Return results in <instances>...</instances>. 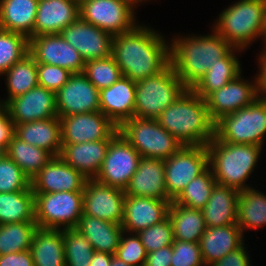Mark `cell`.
Masks as SVG:
<instances>
[{
	"label": "cell",
	"instance_id": "obj_54",
	"mask_svg": "<svg viewBox=\"0 0 266 266\" xmlns=\"http://www.w3.org/2000/svg\"><path fill=\"white\" fill-rule=\"evenodd\" d=\"M110 266H131L126 264L123 260L113 255Z\"/></svg>",
	"mask_w": 266,
	"mask_h": 266
},
{
	"label": "cell",
	"instance_id": "obj_40",
	"mask_svg": "<svg viewBox=\"0 0 266 266\" xmlns=\"http://www.w3.org/2000/svg\"><path fill=\"white\" fill-rule=\"evenodd\" d=\"M66 266H90L94 249L76 228L63 229Z\"/></svg>",
	"mask_w": 266,
	"mask_h": 266
},
{
	"label": "cell",
	"instance_id": "obj_6",
	"mask_svg": "<svg viewBox=\"0 0 266 266\" xmlns=\"http://www.w3.org/2000/svg\"><path fill=\"white\" fill-rule=\"evenodd\" d=\"M266 135V96L249 106L222 116L215 122V137L221 142L262 147Z\"/></svg>",
	"mask_w": 266,
	"mask_h": 266
},
{
	"label": "cell",
	"instance_id": "obj_55",
	"mask_svg": "<svg viewBox=\"0 0 266 266\" xmlns=\"http://www.w3.org/2000/svg\"><path fill=\"white\" fill-rule=\"evenodd\" d=\"M6 156V149L0 144V160Z\"/></svg>",
	"mask_w": 266,
	"mask_h": 266
},
{
	"label": "cell",
	"instance_id": "obj_34",
	"mask_svg": "<svg viewBox=\"0 0 266 266\" xmlns=\"http://www.w3.org/2000/svg\"><path fill=\"white\" fill-rule=\"evenodd\" d=\"M13 160L31 180L54 156L46 149L28 144L15 135L6 149Z\"/></svg>",
	"mask_w": 266,
	"mask_h": 266
},
{
	"label": "cell",
	"instance_id": "obj_37",
	"mask_svg": "<svg viewBox=\"0 0 266 266\" xmlns=\"http://www.w3.org/2000/svg\"><path fill=\"white\" fill-rule=\"evenodd\" d=\"M4 74L7 76L6 85L9 95L4 101L5 105L12 98L21 96L38 85L37 63L29 53Z\"/></svg>",
	"mask_w": 266,
	"mask_h": 266
},
{
	"label": "cell",
	"instance_id": "obj_23",
	"mask_svg": "<svg viewBox=\"0 0 266 266\" xmlns=\"http://www.w3.org/2000/svg\"><path fill=\"white\" fill-rule=\"evenodd\" d=\"M135 90L136 82L125 76L99 90L100 111L117 127L134 117Z\"/></svg>",
	"mask_w": 266,
	"mask_h": 266
},
{
	"label": "cell",
	"instance_id": "obj_47",
	"mask_svg": "<svg viewBox=\"0 0 266 266\" xmlns=\"http://www.w3.org/2000/svg\"><path fill=\"white\" fill-rule=\"evenodd\" d=\"M71 74L59 66L37 63L38 85L55 93L68 81Z\"/></svg>",
	"mask_w": 266,
	"mask_h": 266
},
{
	"label": "cell",
	"instance_id": "obj_22",
	"mask_svg": "<svg viewBox=\"0 0 266 266\" xmlns=\"http://www.w3.org/2000/svg\"><path fill=\"white\" fill-rule=\"evenodd\" d=\"M171 202L149 197L126 196L121 226L130 234L138 233L168 217Z\"/></svg>",
	"mask_w": 266,
	"mask_h": 266
},
{
	"label": "cell",
	"instance_id": "obj_42",
	"mask_svg": "<svg viewBox=\"0 0 266 266\" xmlns=\"http://www.w3.org/2000/svg\"><path fill=\"white\" fill-rule=\"evenodd\" d=\"M83 73L98 90L111 86L122 76L112 56L85 62Z\"/></svg>",
	"mask_w": 266,
	"mask_h": 266
},
{
	"label": "cell",
	"instance_id": "obj_16",
	"mask_svg": "<svg viewBox=\"0 0 266 266\" xmlns=\"http://www.w3.org/2000/svg\"><path fill=\"white\" fill-rule=\"evenodd\" d=\"M55 95L58 117L100 111L99 90L83 72L71 74Z\"/></svg>",
	"mask_w": 266,
	"mask_h": 266
},
{
	"label": "cell",
	"instance_id": "obj_8",
	"mask_svg": "<svg viewBox=\"0 0 266 266\" xmlns=\"http://www.w3.org/2000/svg\"><path fill=\"white\" fill-rule=\"evenodd\" d=\"M118 131L141 157L166 160L183 146L157 119L134 116L123 122Z\"/></svg>",
	"mask_w": 266,
	"mask_h": 266
},
{
	"label": "cell",
	"instance_id": "obj_57",
	"mask_svg": "<svg viewBox=\"0 0 266 266\" xmlns=\"http://www.w3.org/2000/svg\"><path fill=\"white\" fill-rule=\"evenodd\" d=\"M78 1H90V0H78ZM138 3L142 2V1H146V0H136Z\"/></svg>",
	"mask_w": 266,
	"mask_h": 266
},
{
	"label": "cell",
	"instance_id": "obj_49",
	"mask_svg": "<svg viewBox=\"0 0 266 266\" xmlns=\"http://www.w3.org/2000/svg\"><path fill=\"white\" fill-rule=\"evenodd\" d=\"M0 266H34V261L30 249L0 255Z\"/></svg>",
	"mask_w": 266,
	"mask_h": 266
},
{
	"label": "cell",
	"instance_id": "obj_9",
	"mask_svg": "<svg viewBox=\"0 0 266 266\" xmlns=\"http://www.w3.org/2000/svg\"><path fill=\"white\" fill-rule=\"evenodd\" d=\"M83 191L34 193L35 222L40 228H76L83 214Z\"/></svg>",
	"mask_w": 266,
	"mask_h": 266
},
{
	"label": "cell",
	"instance_id": "obj_13",
	"mask_svg": "<svg viewBox=\"0 0 266 266\" xmlns=\"http://www.w3.org/2000/svg\"><path fill=\"white\" fill-rule=\"evenodd\" d=\"M62 144L112 140L118 127L101 111L59 117Z\"/></svg>",
	"mask_w": 266,
	"mask_h": 266
},
{
	"label": "cell",
	"instance_id": "obj_41",
	"mask_svg": "<svg viewBox=\"0 0 266 266\" xmlns=\"http://www.w3.org/2000/svg\"><path fill=\"white\" fill-rule=\"evenodd\" d=\"M29 52V39L20 33L0 28V75Z\"/></svg>",
	"mask_w": 266,
	"mask_h": 266
},
{
	"label": "cell",
	"instance_id": "obj_12",
	"mask_svg": "<svg viewBox=\"0 0 266 266\" xmlns=\"http://www.w3.org/2000/svg\"><path fill=\"white\" fill-rule=\"evenodd\" d=\"M140 158L138 151L118 133L110 141L104 162L94 180L125 190L137 170Z\"/></svg>",
	"mask_w": 266,
	"mask_h": 266
},
{
	"label": "cell",
	"instance_id": "obj_30",
	"mask_svg": "<svg viewBox=\"0 0 266 266\" xmlns=\"http://www.w3.org/2000/svg\"><path fill=\"white\" fill-rule=\"evenodd\" d=\"M30 252L34 266H66L63 229L38 227Z\"/></svg>",
	"mask_w": 266,
	"mask_h": 266
},
{
	"label": "cell",
	"instance_id": "obj_38",
	"mask_svg": "<svg viewBox=\"0 0 266 266\" xmlns=\"http://www.w3.org/2000/svg\"><path fill=\"white\" fill-rule=\"evenodd\" d=\"M36 222H15L0 225V255L17 253L30 249Z\"/></svg>",
	"mask_w": 266,
	"mask_h": 266
},
{
	"label": "cell",
	"instance_id": "obj_25",
	"mask_svg": "<svg viewBox=\"0 0 266 266\" xmlns=\"http://www.w3.org/2000/svg\"><path fill=\"white\" fill-rule=\"evenodd\" d=\"M110 141L62 144L60 157L87 179H94L104 162Z\"/></svg>",
	"mask_w": 266,
	"mask_h": 266
},
{
	"label": "cell",
	"instance_id": "obj_50",
	"mask_svg": "<svg viewBox=\"0 0 266 266\" xmlns=\"http://www.w3.org/2000/svg\"><path fill=\"white\" fill-rule=\"evenodd\" d=\"M15 133V124L11 120L10 114L5 107L0 112V144L7 149L8 144Z\"/></svg>",
	"mask_w": 266,
	"mask_h": 266
},
{
	"label": "cell",
	"instance_id": "obj_46",
	"mask_svg": "<svg viewBox=\"0 0 266 266\" xmlns=\"http://www.w3.org/2000/svg\"><path fill=\"white\" fill-rule=\"evenodd\" d=\"M171 266H206L199 243L174 240Z\"/></svg>",
	"mask_w": 266,
	"mask_h": 266
},
{
	"label": "cell",
	"instance_id": "obj_24",
	"mask_svg": "<svg viewBox=\"0 0 266 266\" xmlns=\"http://www.w3.org/2000/svg\"><path fill=\"white\" fill-rule=\"evenodd\" d=\"M78 18V0H39L33 37L60 34L63 29Z\"/></svg>",
	"mask_w": 266,
	"mask_h": 266
},
{
	"label": "cell",
	"instance_id": "obj_29",
	"mask_svg": "<svg viewBox=\"0 0 266 266\" xmlns=\"http://www.w3.org/2000/svg\"><path fill=\"white\" fill-rule=\"evenodd\" d=\"M90 242L95 252L115 255L123 228L119 224L82 214L76 227Z\"/></svg>",
	"mask_w": 266,
	"mask_h": 266
},
{
	"label": "cell",
	"instance_id": "obj_17",
	"mask_svg": "<svg viewBox=\"0 0 266 266\" xmlns=\"http://www.w3.org/2000/svg\"><path fill=\"white\" fill-rule=\"evenodd\" d=\"M85 62L111 56L113 36L80 17L60 33Z\"/></svg>",
	"mask_w": 266,
	"mask_h": 266
},
{
	"label": "cell",
	"instance_id": "obj_1",
	"mask_svg": "<svg viewBox=\"0 0 266 266\" xmlns=\"http://www.w3.org/2000/svg\"><path fill=\"white\" fill-rule=\"evenodd\" d=\"M111 56L122 76L135 82L157 75L170 64L169 45L154 29L143 25L113 36Z\"/></svg>",
	"mask_w": 266,
	"mask_h": 266
},
{
	"label": "cell",
	"instance_id": "obj_11",
	"mask_svg": "<svg viewBox=\"0 0 266 266\" xmlns=\"http://www.w3.org/2000/svg\"><path fill=\"white\" fill-rule=\"evenodd\" d=\"M164 168L167 193L174 201L189 182L209 168L206 145L182 146L164 160Z\"/></svg>",
	"mask_w": 266,
	"mask_h": 266
},
{
	"label": "cell",
	"instance_id": "obj_36",
	"mask_svg": "<svg viewBox=\"0 0 266 266\" xmlns=\"http://www.w3.org/2000/svg\"><path fill=\"white\" fill-rule=\"evenodd\" d=\"M237 225L242 233L266 225V195L255 188L239 191Z\"/></svg>",
	"mask_w": 266,
	"mask_h": 266
},
{
	"label": "cell",
	"instance_id": "obj_19",
	"mask_svg": "<svg viewBox=\"0 0 266 266\" xmlns=\"http://www.w3.org/2000/svg\"><path fill=\"white\" fill-rule=\"evenodd\" d=\"M14 124L58 117L55 92L37 85L6 105Z\"/></svg>",
	"mask_w": 266,
	"mask_h": 266
},
{
	"label": "cell",
	"instance_id": "obj_56",
	"mask_svg": "<svg viewBox=\"0 0 266 266\" xmlns=\"http://www.w3.org/2000/svg\"><path fill=\"white\" fill-rule=\"evenodd\" d=\"M5 108V103L3 100L0 102V112Z\"/></svg>",
	"mask_w": 266,
	"mask_h": 266
},
{
	"label": "cell",
	"instance_id": "obj_14",
	"mask_svg": "<svg viewBox=\"0 0 266 266\" xmlns=\"http://www.w3.org/2000/svg\"><path fill=\"white\" fill-rule=\"evenodd\" d=\"M36 63L55 65L73 73L84 71L85 60L60 34H45L29 39V52Z\"/></svg>",
	"mask_w": 266,
	"mask_h": 266
},
{
	"label": "cell",
	"instance_id": "obj_26",
	"mask_svg": "<svg viewBox=\"0 0 266 266\" xmlns=\"http://www.w3.org/2000/svg\"><path fill=\"white\" fill-rule=\"evenodd\" d=\"M243 234L237 224L207 227L199 240L205 265L210 266L244 245Z\"/></svg>",
	"mask_w": 266,
	"mask_h": 266
},
{
	"label": "cell",
	"instance_id": "obj_32",
	"mask_svg": "<svg viewBox=\"0 0 266 266\" xmlns=\"http://www.w3.org/2000/svg\"><path fill=\"white\" fill-rule=\"evenodd\" d=\"M239 50L241 49L233 47L223 58L218 59V63L211 66L191 89L198 96L206 99L211 93L234 80L241 74L240 61L234 54Z\"/></svg>",
	"mask_w": 266,
	"mask_h": 266
},
{
	"label": "cell",
	"instance_id": "obj_35",
	"mask_svg": "<svg viewBox=\"0 0 266 266\" xmlns=\"http://www.w3.org/2000/svg\"><path fill=\"white\" fill-rule=\"evenodd\" d=\"M15 222H35L32 188L17 192L0 193V225Z\"/></svg>",
	"mask_w": 266,
	"mask_h": 266
},
{
	"label": "cell",
	"instance_id": "obj_27",
	"mask_svg": "<svg viewBox=\"0 0 266 266\" xmlns=\"http://www.w3.org/2000/svg\"><path fill=\"white\" fill-rule=\"evenodd\" d=\"M14 135L22 141L49 151L54 157L61 154V124L59 117L15 124Z\"/></svg>",
	"mask_w": 266,
	"mask_h": 266
},
{
	"label": "cell",
	"instance_id": "obj_5",
	"mask_svg": "<svg viewBox=\"0 0 266 266\" xmlns=\"http://www.w3.org/2000/svg\"><path fill=\"white\" fill-rule=\"evenodd\" d=\"M218 18L214 30L242 52L256 38L264 37L266 0H239L222 11Z\"/></svg>",
	"mask_w": 266,
	"mask_h": 266
},
{
	"label": "cell",
	"instance_id": "obj_20",
	"mask_svg": "<svg viewBox=\"0 0 266 266\" xmlns=\"http://www.w3.org/2000/svg\"><path fill=\"white\" fill-rule=\"evenodd\" d=\"M87 178L60 156L53 157L32 179L33 193L84 191Z\"/></svg>",
	"mask_w": 266,
	"mask_h": 266
},
{
	"label": "cell",
	"instance_id": "obj_15",
	"mask_svg": "<svg viewBox=\"0 0 266 266\" xmlns=\"http://www.w3.org/2000/svg\"><path fill=\"white\" fill-rule=\"evenodd\" d=\"M125 191L88 179L83 191V214L121 225Z\"/></svg>",
	"mask_w": 266,
	"mask_h": 266
},
{
	"label": "cell",
	"instance_id": "obj_3",
	"mask_svg": "<svg viewBox=\"0 0 266 266\" xmlns=\"http://www.w3.org/2000/svg\"><path fill=\"white\" fill-rule=\"evenodd\" d=\"M205 36L174 38L169 44L170 65L187 88H192L211 66L233 47L215 30Z\"/></svg>",
	"mask_w": 266,
	"mask_h": 266
},
{
	"label": "cell",
	"instance_id": "obj_2",
	"mask_svg": "<svg viewBox=\"0 0 266 266\" xmlns=\"http://www.w3.org/2000/svg\"><path fill=\"white\" fill-rule=\"evenodd\" d=\"M183 146L207 145L215 137V122L206 100L187 88L157 118Z\"/></svg>",
	"mask_w": 266,
	"mask_h": 266
},
{
	"label": "cell",
	"instance_id": "obj_31",
	"mask_svg": "<svg viewBox=\"0 0 266 266\" xmlns=\"http://www.w3.org/2000/svg\"><path fill=\"white\" fill-rule=\"evenodd\" d=\"M39 0H0V28L33 37Z\"/></svg>",
	"mask_w": 266,
	"mask_h": 266
},
{
	"label": "cell",
	"instance_id": "obj_45",
	"mask_svg": "<svg viewBox=\"0 0 266 266\" xmlns=\"http://www.w3.org/2000/svg\"><path fill=\"white\" fill-rule=\"evenodd\" d=\"M125 231L122 232L119 246L116 250L115 256L123 260L126 264L131 266H143L147 257V251L141 243L137 233L132 236L124 237Z\"/></svg>",
	"mask_w": 266,
	"mask_h": 266
},
{
	"label": "cell",
	"instance_id": "obj_58",
	"mask_svg": "<svg viewBox=\"0 0 266 266\" xmlns=\"http://www.w3.org/2000/svg\"><path fill=\"white\" fill-rule=\"evenodd\" d=\"M263 39H264V41H265V43H266V29H265V33H264V37H263ZM265 46H266V44H265Z\"/></svg>",
	"mask_w": 266,
	"mask_h": 266
},
{
	"label": "cell",
	"instance_id": "obj_44",
	"mask_svg": "<svg viewBox=\"0 0 266 266\" xmlns=\"http://www.w3.org/2000/svg\"><path fill=\"white\" fill-rule=\"evenodd\" d=\"M147 253L164 246H171L174 241L173 227L169 217L137 233Z\"/></svg>",
	"mask_w": 266,
	"mask_h": 266
},
{
	"label": "cell",
	"instance_id": "obj_7",
	"mask_svg": "<svg viewBox=\"0 0 266 266\" xmlns=\"http://www.w3.org/2000/svg\"><path fill=\"white\" fill-rule=\"evenodd\" d=\"M186 89L169 64L157 75L136 82L134 116L157 119Z\"/></svg>",
	"mask_w": 266,
	"mask_h": 266
},
{
	"label": "cell",
	"instance_id": "obj_21",
	"mask_svg": "<svg viewBox=\"0 0 266 266\" xmlns=\"http://www.w3.org/2000/svg\"><path fill=\"white\" fill-rule=\"evenodd\" d=\"M124 191L126 196L149 197L172 202L165 185L164 160L141 157L137 170Z\"/></svg>",
	"mask_w": 266,
	"mask_h": 266
},
{
	"label": "cell",
	"instance_id": "obj_51",
	"mask_svg": "<svg viewBox=\"0 0 266 266\" xmlns=\"http://www.w3.org/2000/svg\"><path fill=\"white\" fill-rule=\"evenodd\" d=\"M172 245L147 253L143 266H171Z\"/></svg>",
	"mask_w": 266,
	"mask_h": 266
},
{
	"label": "cell",
	"instance_id": "obj_28",
	"mask_svg": "<svg viewBox=\"0 0 266 266\" xmlns=\"http://www.w3.org/2000/svg\"><path fill=\"white\" fill-rule=\"evenodd\" d=\"M239 190L216 183L210 199L202 209L207 227L237 224Z\"/></svg>",
	"mask_w": 266,
	"mask_h": 266
},
{
	"label": "cell",
	"instance_id": "obj_39",
	"mask_svg": "<svg viewBox=\"0 0 266 266\" xmlns=\"http://www.w3.org/2000/svg\"><path fill=\"white\" fill-rule=\"evenodd\" d=\"M216 183L211 169L208 168L189 182L174 202L189 208L203 209Z\"/></svg>",
	"mask_w": 266,
	"mask_h": 266
},
{
	"label": "cell",
	"instance_id": "obj_33",
	"mask_svg": "<svg viewBox=\"0 0 266 266\" xmlns=\"http://www.w3.org/2000/svg\"><path fill=\"white\" fill-rule=\"evenodd\" d=\"M168 217L173 227L174 240L199 243L207 225L202 209L189 208L171 202Z\"/></svg>",
	"mask_w": 266,
	"mask_h": 266
},
{
	"label": "cell",
	"instance_id": "obj_48",
	"mask_svg": "<svg viewBox=\"0 0 266 266\" xmlns=\"http://www.w3.org/2000/svg\"><path fill=\"white\" fill-rule=\"evenodd\" d=\"M245 247L242 245L235 251L223 256L219 261L212 263L210 266H252Z\"/></svg>",
	"mask_w": 266,
	"mask_h": 266
},
{
	"label": "cell",
	"instance_id": "obj_4",
	"mask_svg": "<svg viewBox=\"0 0 266 266\" xmlns=\"http://www.w3.org/2000/svg\"><path fill=\"white\" fill-rule=\"evenodd\" d=\"M209 168L219 185L237 190L252 187L245 185L258 162L262 147L253 144H232L214 137L207 145Z\"/></svg>",
	"mask_w": 266,
	"mask_h": 266
},
{
	"label": "cell",
	"instance_id": "obj_53",
	"mask_svg": "<svg viewBox=\"0 0 266 266\" xmlns=\"http://www.w3.org/2000/svg\"><path fill=\"white\" fill-rule=\"evenodd\" d=\"M113 255L103 252H94L90 266H110Z\"/></svg>",
	"mask_w": 266,
	"mask_h": 266
},
{
	"label": "cell",
	"instance_id": "obj_52",
	"mask_svg": "<svg viewBox=\"0 0 266 266\" xmlns=\"http://www.w3.org/2000/svg\"><path fill=\"white\" fill-rule=\"evenodd\" d=\"M264 48L262 54L259 56L260 70L256 77L260 96H266V46Z\"/></svg>",
	"mask_w": 266,
	"mask_h": 266
},
{
	"label": "cell",
	"instance_id": "obj_43",
	"mask_svg": "<svg viewBox=\"0 0 266 266\" xmlns=\"http://www.w3.org/2000/svg\"><path fill=\"white\" fill-rule=\"evenodd\" d=\"M31 188V180L10 158L0 160V193L23 191Z\"/></svg>",
	"mask_w": 266,
	"mask_h": 266
},
{
	"label": "cell",
	"instance_id": "obj_10",
	"mask_svg": "<svg viewBox=\"0 0 266 266\" xmlns=\"http://www.w3.org/2000/svg\"><path fill=\"white\" fill-rule=\"evenodd\" d=\"M137 4L136 0L79 1V17L116 36L131 31L137 25L133 9Z\"/></svg>",
	"mask_w": 266,
	"mask_h": 266
},
{
	"label": "cell",
	"instance_id": "obj_18",
	"mask_svg": "<svg viewBox=\"0 0 266 266\" xmlns=\"http://www.w3.org/2000/svg\"><path fill=\"white\" fill-rule=\"evenodd\" d=\"M253 83L246 82L239 74L234 80L211 93L205 99L210 118L216 122L224 115L249 106L260 96L257 78L253 80Z\"/></svg>",
	"mask_w": 266,
	"mask_h": 266
}]
</instances>
